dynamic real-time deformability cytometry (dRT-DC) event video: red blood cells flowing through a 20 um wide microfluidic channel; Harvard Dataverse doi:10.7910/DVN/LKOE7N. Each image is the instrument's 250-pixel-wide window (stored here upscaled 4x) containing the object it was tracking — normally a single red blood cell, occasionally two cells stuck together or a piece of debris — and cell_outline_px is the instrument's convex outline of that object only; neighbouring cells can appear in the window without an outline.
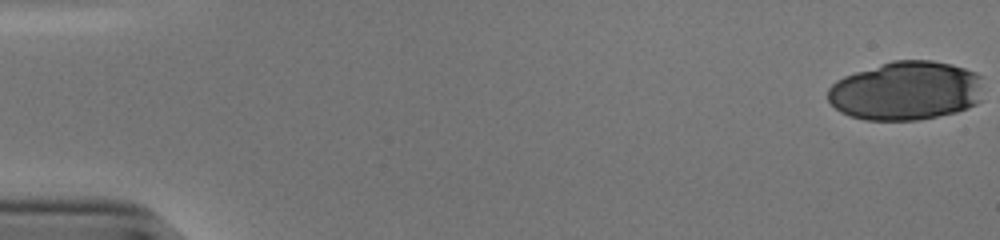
{"species": "human", "species_latin": "Homo sapiens", "temperature_condition": "cold", "stored_images_in_passage": 54, "camera_frame_rate_fps": 3000, "um_per_image_px": 0.085, "donor": {"sex": "male"}, "frame": {"image": 1, "passage_image": 1, "time_ms": 0.0, "image_size_px": [1000, 240], "cell_outline_px": [[984, 76], [980, 100], [976, 104], [968, 108], [956, 112], [916, 120], [864, 120], [848, 116], [840, 112], [828, 100], [828, 88], [836, 80], [844, 76], [892, 60], [932, 60], [952, 64], [976, 72]], "centroid_in_image_um": [77.03, 7.71], "position_along_channel_um": 8.0, "area_um2": 53.87}}
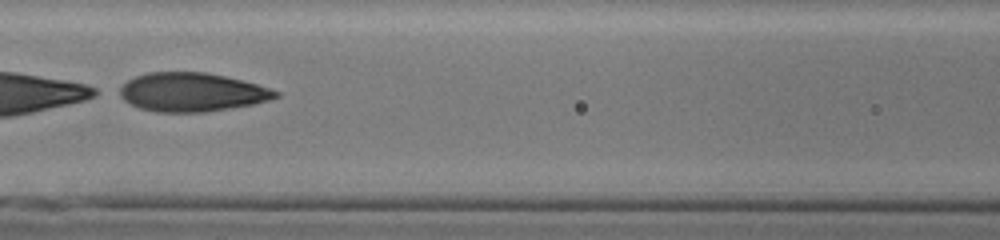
{"frame": {"image": 2, "passage_image": 26, "time_ms": 8.333, "image_size_px": [1000, 240], "cell_outline_px": [[280, 96], [268, 100], [252, 104], [204, 112], [156, 112], [140, 108], [124, 100], [120, 96], [120, 88], [128, 80], [136, 76], [148, 72], [204, 72], [224, 76], [256, 84], [280, 92]], "centroid_in_image_um": [16.29, 7.83], "position_along_channel_um": 150.3, "area_um2": 34.8}}
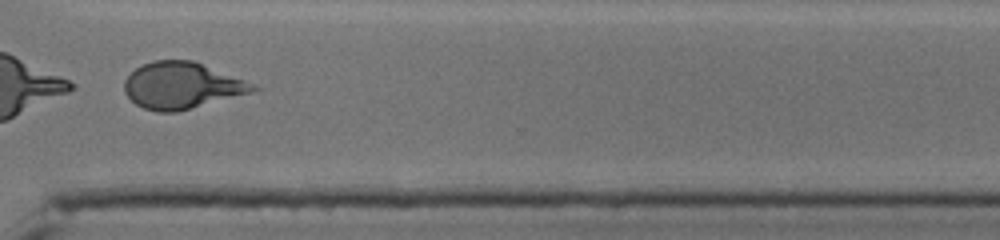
{"frame": {"image": 3, "passage_image": 42, "time_ms": 13.667, "image_size_px": [1000, 240], "cell_outline_px": [[260, 88], [252, 92], [176, 112], [156, 112], [144, 108], [136, 104], [124, 92], [124, 80], [140, 64], [152, 60], [192, 60], [256, 84]], "centroid_in_image_um": [15.43, 7.26], "position_along_channel_um": 355.2, "area_um2": 34.74}}